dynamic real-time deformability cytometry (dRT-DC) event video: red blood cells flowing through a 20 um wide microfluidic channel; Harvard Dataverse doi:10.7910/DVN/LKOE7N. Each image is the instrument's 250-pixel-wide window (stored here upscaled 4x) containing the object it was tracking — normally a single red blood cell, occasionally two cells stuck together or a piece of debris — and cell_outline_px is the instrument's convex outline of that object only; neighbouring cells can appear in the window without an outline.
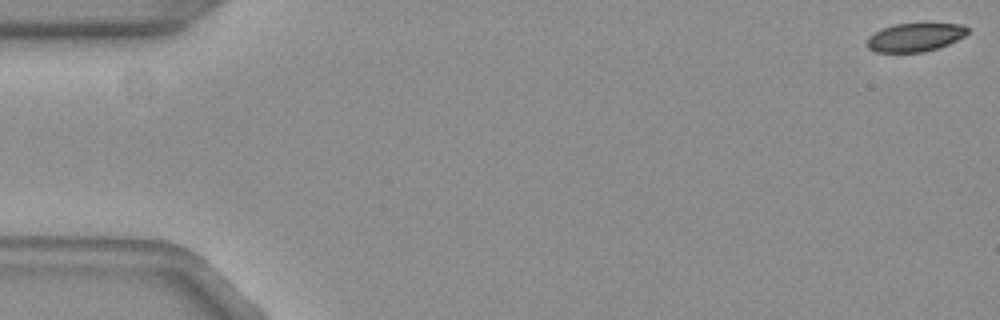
{"species": "common noctule bat (a hibernating species)", "species_latin": "Nyctalus noctula", "temperature_condition": "warm", "stored_images_in_passage": 31, "camera_frame_rate_fps": 3000, "um_per_image_px": 0.085, "animal": {"sex": "female", "body_mass_g": 19.3, "forearm_length_mm": 54.1}, "frame": {"image": 1, "passage_image": 1, "time_ms": 0.0, "image_size_px": [1000, 320], "cell_outline_px": [[968, 32], [964, 36], [948, 44], [924, 52], [876, 52], [868, 48], [864, 44], [868, 36], [884, 28], [896, 24], [964, 24], [968, 28]], "centroid_in_image_um": [77.75, 3.18], "position_along_channel_um": 7.3, "area_um2": 16.53}}
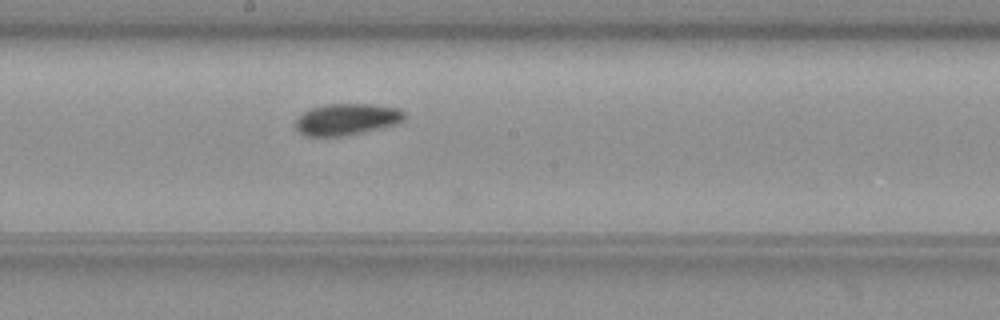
{"frame": {"image": 2, "passage_image": 30, "time_ms": 9.667, "image_size_px": [1000, 320], "cell_outline_px": [[404, 120], [400, 124], [340, 136], [308, 136], [300, 132], [296, 128], [296, 116], [300, 112], [324, 104], [372, 104], [396, 108], [404, 112]], "centroid_in_image_um": [29.45, 10.13], "position_along_channel_um": 218.8, "area_um2": 20.0}}